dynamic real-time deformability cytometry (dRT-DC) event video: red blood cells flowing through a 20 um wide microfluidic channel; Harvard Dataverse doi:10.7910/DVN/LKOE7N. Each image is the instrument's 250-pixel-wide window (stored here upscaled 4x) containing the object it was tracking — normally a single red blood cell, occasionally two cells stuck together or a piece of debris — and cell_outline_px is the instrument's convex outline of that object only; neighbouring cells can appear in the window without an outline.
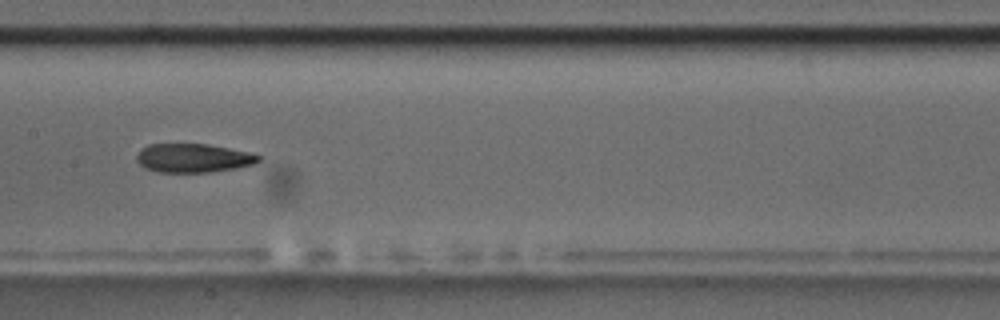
{"species": "common noctule bat (a hibernating species)", "species_latin": "Nyctalus noctula", "temperature_condition": "room temperature", "stored_images_in_passage": 12, "camera_frame_rate_fps": 3000, "um_per_image_px": 0.085, "animal": {"sex": "male", "body_mass_g": 17.5, "forearm_length_mm": 52.3}, "frame": {"image": 1, "passage_image": 4, "time_ms": 3.333, "image_size_px": [1000, 320], "cell_outline_px": [[260, 160], [252, 164], [236, 168], [212, 172], [156, 172], [144, 168], [136, 160], [136, 156], [140, 148], [148, 144], [208, 144], [248, 152], [260, 156]], "centroid_in_image_um": [16.37, 13.43], "position_along_channel_um": 191.0, "area_um2": 20.46}}
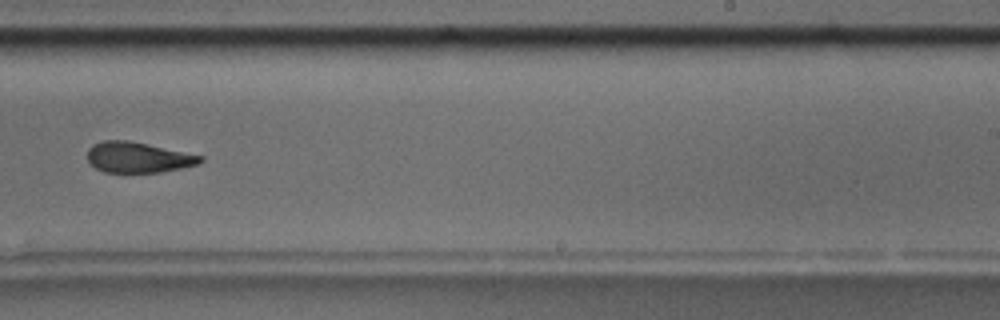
{"frame": {"image": 2, "passage_image": 6, "time_ms": 5.667, "image_size_px": [1000, 320], "cell_outline_px": [[204, 160], [200, 164], [160, 172], [104, 172], [88, 164], [88, 148], [92, 144], [100, 140], [128, 140], [204, 156]], "centroid_in_image_um": [11.71, 13.37], "position_along_channel_um": 277.3, "area_um2": 20.23}}